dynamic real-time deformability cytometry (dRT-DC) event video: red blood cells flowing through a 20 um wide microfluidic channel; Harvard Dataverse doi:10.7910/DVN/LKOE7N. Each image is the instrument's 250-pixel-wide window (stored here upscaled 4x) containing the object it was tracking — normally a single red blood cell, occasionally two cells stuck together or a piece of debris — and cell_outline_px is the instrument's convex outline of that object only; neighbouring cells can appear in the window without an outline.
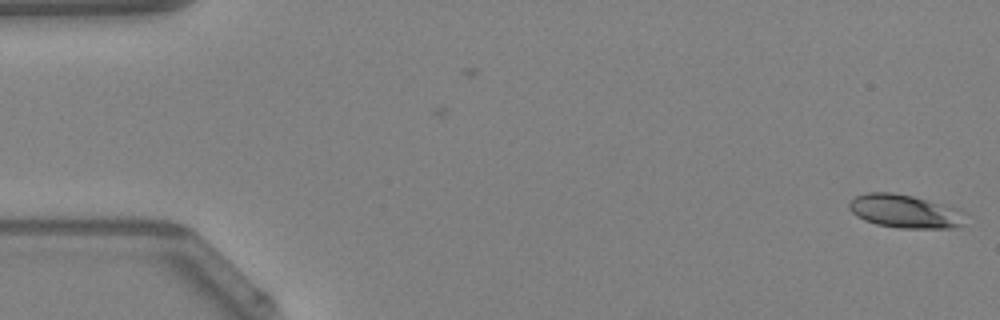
{"species": "Egyptian fruit bat (a non-hibernating species)", "species_latin": "Rousettus aegyptiacus", "temperature_condition": "warm", "stored_images_in_passage": 26, "camera_frame_rate_fps": 3000, "um_per_image_px": 0.085, "animal": {"sex": "female"}, "frame": {"image": 1, "passage_image": 1, "time_ms": 0.0, "image_size_px": [1000, 320], "cell_outline_px": [[968, 212], [960, 228], [900, 228], [876, 224], [864, 220], [856, 216], [848, 208], [848, 204], [856, 196], [868, 192], [892, 192], [912, 196], [960, 208]], "centroid_in_image_um": [76.98, 17.96], "position_along_channel_um": 8.0, "area_um2": 22.95}}
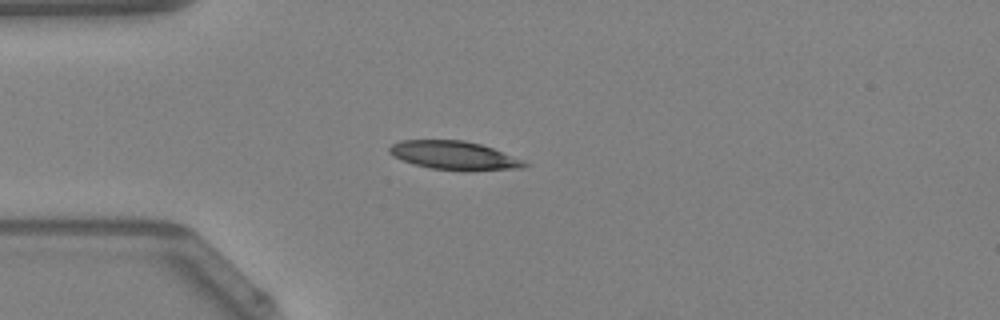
{"frame": {"image": 2, "passage_image": 13, "time_ms": 4.0, "image_size_px": [1000, 320], "cell_outline_px": [[532, 164], [524, 168], [468, 172], [432, 168], [416, 164], [392, 156], [388, 152], [388, 148], [392, 144], [400, 140], [464, 140], [480, 144], [492, 148], [524, 160]], "centroid_in_image_um": [38.66, 13.23], "position_along_channel_um": 46.3, "area_um2": 22.77}}
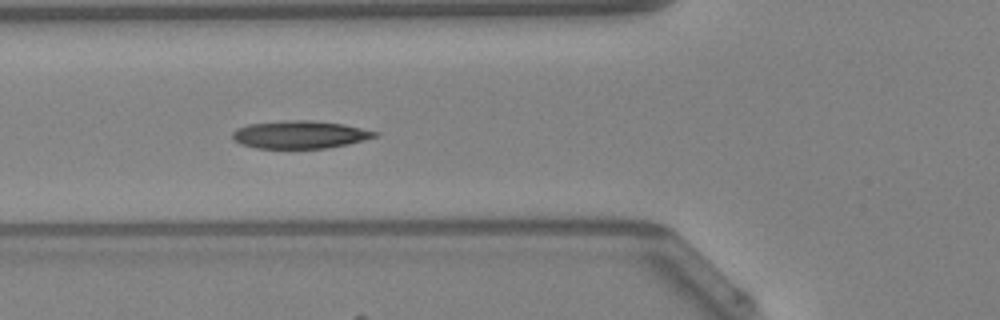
{"frame": {"image": 3, "passage_image": 18, "time_ms": 5.667, "image_size_px": [1000, 320], "cell_outline_px": [[380, 136], [348, 144], [328, 148], [256, 148], [240, 144], [232, 140], [232, 132], [236, 128], [248, 124], [284, 120], [312, 120], [344, 124], [380, 132]], "centroid_in_image_um": [25.5, 11.44], "position_along_channel_um": 100.3, "area_um2": 23.35}}